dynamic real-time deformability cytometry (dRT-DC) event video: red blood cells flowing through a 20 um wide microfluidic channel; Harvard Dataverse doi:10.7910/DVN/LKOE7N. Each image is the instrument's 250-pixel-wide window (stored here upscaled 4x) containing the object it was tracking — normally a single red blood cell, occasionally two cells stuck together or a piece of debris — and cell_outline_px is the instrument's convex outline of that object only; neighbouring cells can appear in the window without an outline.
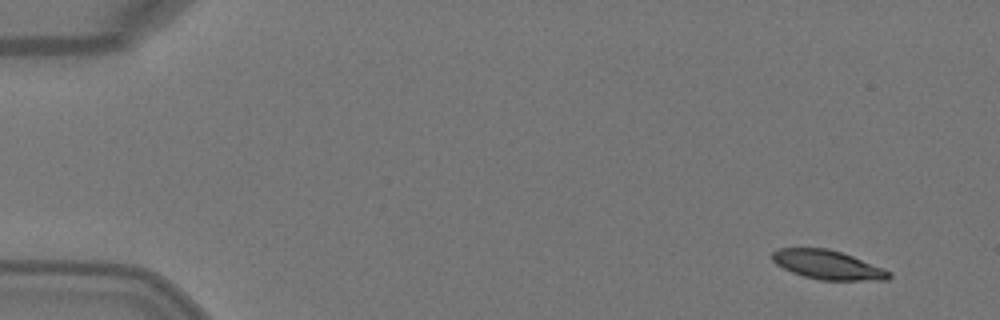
{"species": "Egyptian fruit bat (a non-hibernating species)", "species_latin": "Rousettus aegyptiacus", "temperature_condition": "warm", "stored_images_in_passage": 5, "segment_of_instrument_passage": [1, 2], "camera_frame_rate_fps": 3000, "um_per_image_px": 0.085, "animal": {"sex": "female"}, "frame": {"image": 1, "passage_image": 1, "time_ms": 0.0, "image_size_px": [1000, 320], "cell_outline_px": [[892, 276], [888, 280], [820, 280], [804, 276], [792, 272], [776, 264], [772, 260], [772, 252], [780, 248], [828, 248], [852, 256], [884, 268], [892, 272]], "centroid_in_image_um": [70.38, 22.51], "position_along_channel_um": 14.6, "area_um2": 19.71}}
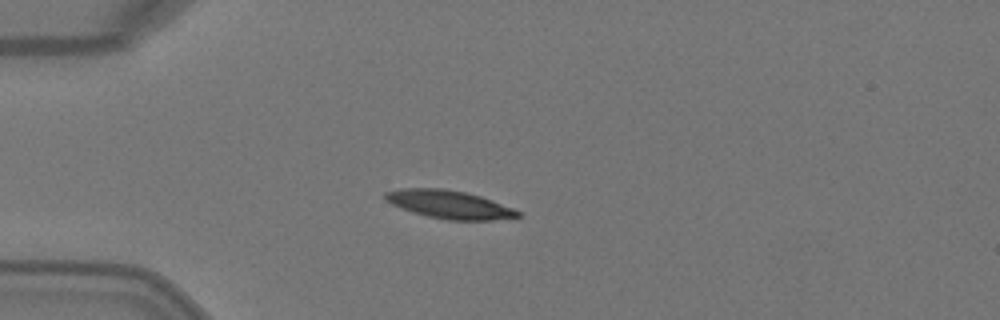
{"frame": {"image": 2, "passage_image": 4, "time_ms": 1.0, "image_size_px": [1000, 320], "cell_outline_px": [[520, 216], [492, 220], [444, 220], [412, 212], [392, 204], [384, 200], [384, 192], [400, 188], [440, 188], [464, 192], [480, 196], [492, 200], [512, 208], [520, 212]], "centroid_in_image_um": [38.14, 17.37], "position_along_channel_um": 46.9, "area_um2": 21.62}}